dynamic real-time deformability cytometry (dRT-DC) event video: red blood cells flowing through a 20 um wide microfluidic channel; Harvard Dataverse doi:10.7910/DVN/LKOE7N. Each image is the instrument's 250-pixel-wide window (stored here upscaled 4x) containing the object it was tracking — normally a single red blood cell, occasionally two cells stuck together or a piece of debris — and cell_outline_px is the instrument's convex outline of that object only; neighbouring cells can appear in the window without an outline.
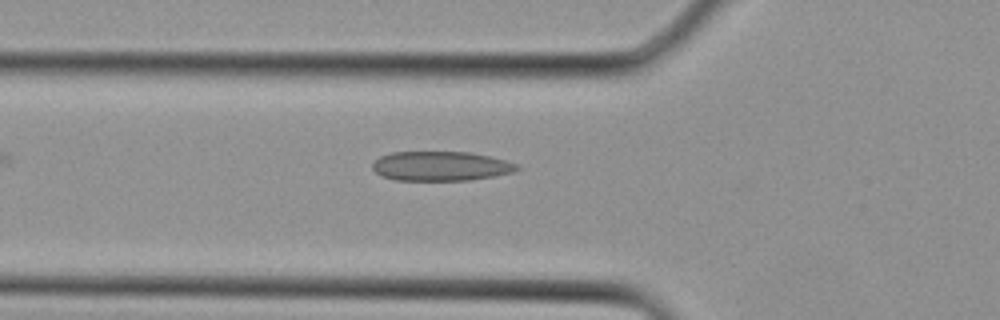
{"species": "Egyptian fruit bat (a non-hibernating species)", "species_latin": "Rousettus aegyptiacus", "temperature_condition": "cold", "stored_images_in_passage": 4, "camera_frame_rate_fps": 3000, "um_per_image_px": 0.085, "animal": {"sex": "female"}, "frame": {"image": 1, "passage_image": 4, "time_ms": 1.0, "image_size_px": [1000, 320], "cell_outline_px": [[524, 168], [512, 172], [492, 176], [468, 180], [396, 180], [380, 176], [372, 168], [372, 164], [380, 156], [392, 152], [472, 152], [508, 160], [520, 164]], "centroid_in_image_um": [37.52, 14.11], "position_along_channel_um": 88.3, "area_um2": 25.03}}